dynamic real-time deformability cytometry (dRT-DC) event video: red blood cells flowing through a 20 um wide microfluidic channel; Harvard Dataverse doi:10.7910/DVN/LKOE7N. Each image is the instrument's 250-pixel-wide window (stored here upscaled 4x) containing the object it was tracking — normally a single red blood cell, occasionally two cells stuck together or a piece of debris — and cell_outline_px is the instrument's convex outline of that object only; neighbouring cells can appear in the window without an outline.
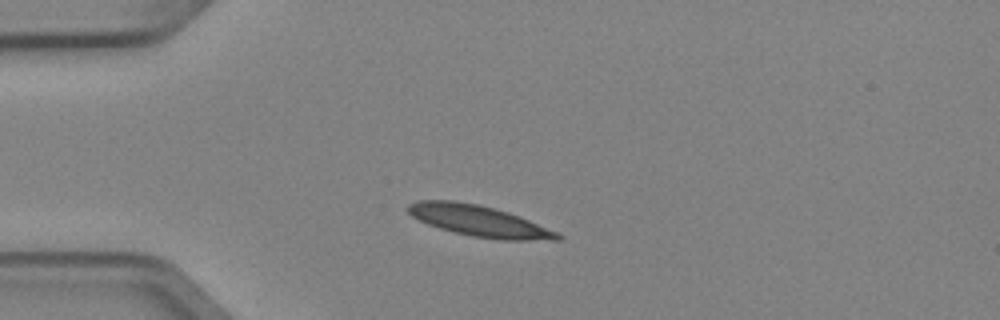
{"species": "Egyptian fruit bat (a non-hibernating species)", "species_latin": "Rousettus aegyptiacus", "temperature_condition": "cold", "stored_images_in_passage": 4, "camera_frame_rate_fps": 3000, "um_per_image_px": 0.085, "animal": {"sex": "female"}, "frame": {"image": 1, "passage_image": 2, "time_ms": 0.333, "image_size_px": [1000, 320], "cell_outline_px": [[564, 236], [560, 240], [500, 240], [472, 236], [452, 232], [428, 224], [412, 216], [408, 212], [408, 204], [416, 200], [452, 200], [476, 204], [508, 212], [520, 216], [556, 232]], "centroid_in_image_um": [40.71, 18.78], "position_along_channel_um": 44.3, "area_um2": 26.88}}
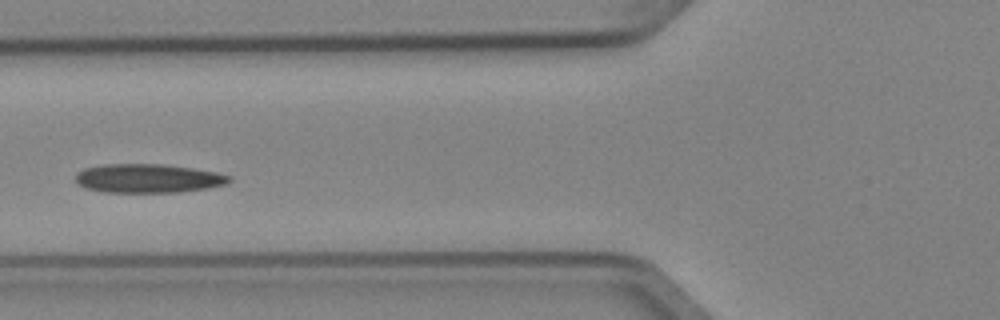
{"frame": {"image": 2, "passage_image": 4, "time_ms": 1.0, "image_size_px": [1000, 320], "cell_outline_px": [[232, 180], [224, 184], [208, 188], [180, 192], [104, 192], [84, 188], [76, 180], [76, 172], [84, 168], [104, 164], [160, 164], [192, 168], [216, 172], [232, 176]], "centroid_in_image_um": [12.58, 15.16], "position_along_channel_um": 113.2, "area_um2": 25.84}}